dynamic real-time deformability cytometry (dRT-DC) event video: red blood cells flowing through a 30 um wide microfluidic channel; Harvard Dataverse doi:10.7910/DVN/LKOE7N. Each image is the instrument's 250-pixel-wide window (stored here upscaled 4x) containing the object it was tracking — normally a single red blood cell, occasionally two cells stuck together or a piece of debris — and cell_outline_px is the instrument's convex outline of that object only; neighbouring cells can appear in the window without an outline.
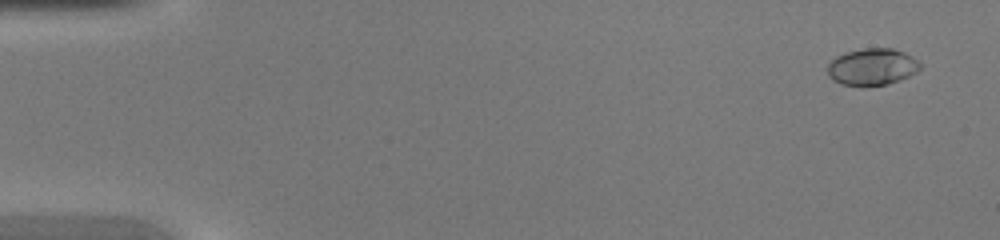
{"species": "common noctule bat (a hibernating species)", "species_latin": "Nyctalus noctula", "temperature_condition": "warm", "stored_images_in_passage": 45, "camera_frame_rate_fps": 3000, "um_per_image_px": 0.085, "animal": {"sex": "female", "body_mass_g": 20.0, "forearm_length_mm": 54.0}, "frame": {"image": 1, "passage_image": 1, "time_ms": 0.0, "image_size_px": [1000, 240], "cell_outline_px": [[920, 68], [916, 72], [900, 80], [888, 84], [840, 84], [832, 80], [828, 76], [828, 64], [836, 56], [844, 52], [864, 48], [892, 48], [904, 52], [912, 56], [920, 64]], "centroid_in_image_um": [74.12, 5.65], "position_along_channel_um": 10.9, "area_um2": 19.59}}
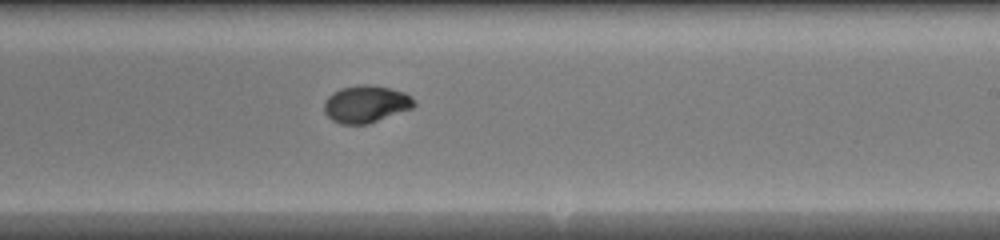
{"frame": {"image": 2, "passage_image": 27, "time_ms": 8.667, "image_size_px": [1000, 240], "cell_outline_px": [[416, 104], [412, 108], [368, 124], [340, 124], [332, 120], [324, 112], [324, 100], [332, 92], [340, 88], [360, 84], [368, 84], [388, 88], [404, 92], [412, 96], [416, 100]], "centroid_in_image_um": [31.09, 8.84], "position_along_channel_um": 257.9, "area_um2": 19.65}}
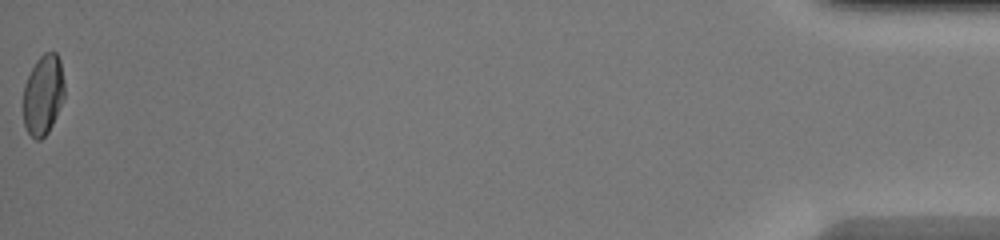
{"frame": {"image": 3, "passage_image": 45, "time_ms": 14.667, "image_size_px": [1000, 240], "cell_outline_px": [[64, 96], [56, 116], [48, 132], [40, 140], [36, 140], [28, 132], [24, 124], [24, 84], [36, 60], [44, 52], [56, 52], [60, 60], [64, 84]], "centroid_in_image_um": [3.67, 8.04], "position_along_channel_um": 431.5, "area_um2": 19.07}}